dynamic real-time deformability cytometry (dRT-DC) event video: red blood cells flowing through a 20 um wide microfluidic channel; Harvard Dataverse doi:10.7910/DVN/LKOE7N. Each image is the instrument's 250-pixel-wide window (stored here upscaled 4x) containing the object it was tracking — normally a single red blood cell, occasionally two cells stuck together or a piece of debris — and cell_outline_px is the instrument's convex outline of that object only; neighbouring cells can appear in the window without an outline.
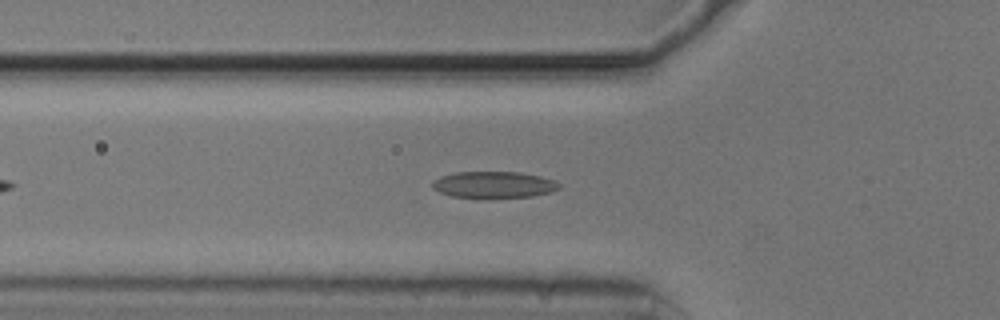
{"species": "common noctule bat (a hibernating species)", "species_latin": "Nyctalus noctula", "temperature_condition": "cold", "stored_images_in_passage": 31, "camera_frame_rate_fps": 3000, "um_per_image_px": 0.085, "animal": {"sex": "male", "body_mass_g": 20.5, "forearm_length_mm": 52.5}, "frame": {"image": 1, "passage_image": 10, "time_ms": 3.0, "image_size_px": [1000, 320], "cell_outline_px": [[560, 188], [552, 192], [532, 196], [492, 200], [488, 200], [452, 196], [440, 192], [432, 188], [432, 184], [440, 176], [456, 172], [516, 172], [540, 176], [552, 180], [560, 184]], "centroid_in_image_um": [41.97, 15.74], "position_along_channel_um": 83.8, "area_um2": 20.11}}
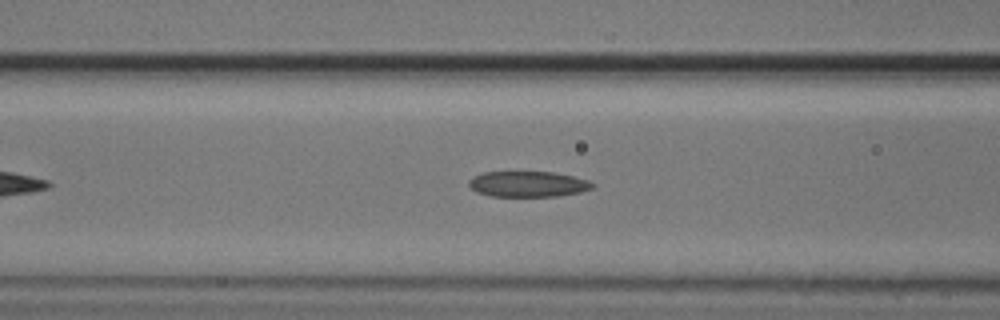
{"frame": {"image": 2, "passage_image": 13, "time_ms": 4.0, "image_size_px": [1000, 320], "cell_outline_px": [[596, 184], [592, 188], [580, 192], [556, 196], [492, 196], [476, 192], [468, 184], [468, 180], [472, 176], [484, 172], [552, 172], [572, 176], [588, 180]], "centroid_in_image_um": [44.86, 15.64], "position_along_channel_um": 121.7, "area_um2": 18.44}}
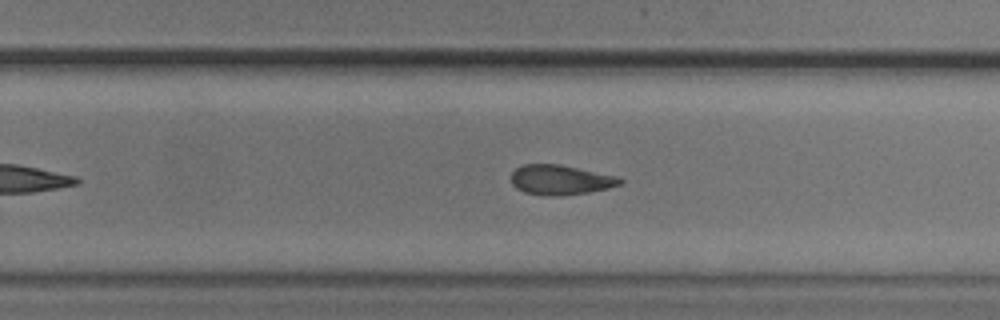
{"frame": {"image": 3, "passage_image": 26, "time_ms": 8.333, "image_size_px": [1000, 320], "cell_outline_px": [[624, 180], [620, 184], [608, 188], [588, 192], [560, 196], [552, 196], [524, 192], [516, 188], [512, 184], [512, 172], [516, 168], [524, 164], [560, 164], [620, 176]], "centroid_in_image_um": [47.67, 15.28], "position_along_channel_um": 282.1, "area_um2": 19.02}}